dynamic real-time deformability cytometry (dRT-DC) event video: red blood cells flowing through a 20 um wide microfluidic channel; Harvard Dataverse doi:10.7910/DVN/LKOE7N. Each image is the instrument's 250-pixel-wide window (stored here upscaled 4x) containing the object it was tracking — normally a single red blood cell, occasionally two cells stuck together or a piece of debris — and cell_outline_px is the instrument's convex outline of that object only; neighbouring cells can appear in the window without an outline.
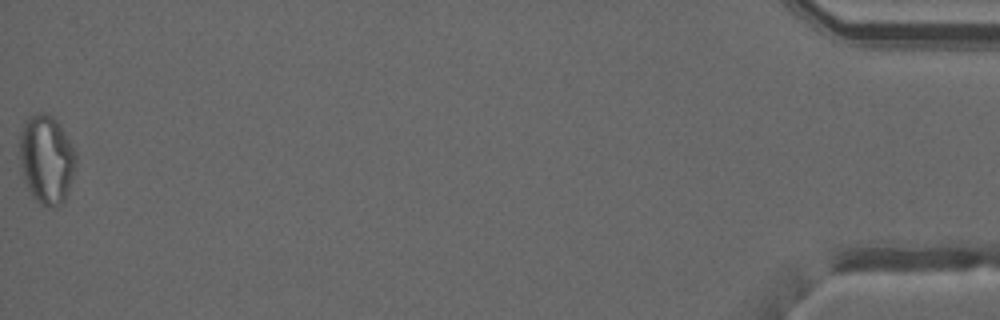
{"species": "common noctule bat (a hibernating species)", "species_latin": "Nyctalus noctula", "temperature_condition": "warm", "stored_images_in_passage": 46, "camera_frame_rate_fps": 3000, "um_per_image_px": 0.085, "animal": {"sex": "male", "forearm_length_mm": 52.5}, "frame": {"image": 1, "passage_image": 46, "time_ms": 15.0, "image_size_px": [1000, 320], "cell_outline_px": [[76, 164], [64, 204], [40, 204], [32, 196], [24, 180], [20, 160], [20, 136], [24, 124], [36, 112], [44, 112], [52, 116], [56, 120], [76, 152]], "centroid_in_image_um": [3.96, 13.54], "position_along_channel_um": 431.2, "area_um2": 28.55}, "authors_computed_cell_mechanics": {"area_um2": 24.6806, "velocity_mm_per_s": 4.0961, "shape_relaxation_time_tau1_ms": null, "shape_relaxation_time_tau2_ms": 2.19, "deformation_change_tau1": null, "deformation_change_tau2": 0.0972}}